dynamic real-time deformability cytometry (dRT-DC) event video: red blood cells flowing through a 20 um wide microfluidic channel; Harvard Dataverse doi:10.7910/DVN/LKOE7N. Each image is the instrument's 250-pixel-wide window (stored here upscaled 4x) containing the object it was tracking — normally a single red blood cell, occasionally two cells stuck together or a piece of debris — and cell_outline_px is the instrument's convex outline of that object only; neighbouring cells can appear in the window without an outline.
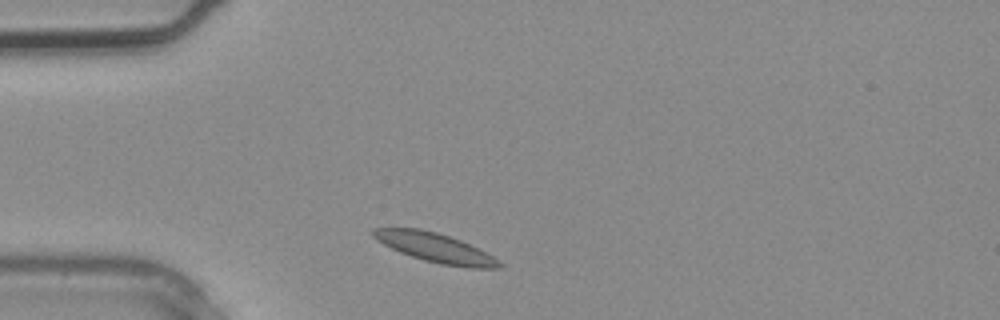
{"species": "common noctule bat (a hibernating species)", "species_latin": "Nyctalus noctula", "temperature_condition": "warm", "stored_images_in_passage": 1, "camera_frame_rate_fps": 3000, "um_per_image_px": 0.085, "animal": {"sex": "male", "body_mass_g": 20.4}, "frame": {"image": 1, "passage_image": 1, "time_ms": 0.0, "image_size_px": [1000, 320], "cell_outline_px": [[504, 268], [468, 268], [440, 264], [424, 260], [400, 252], [384, 244], [372, 236], [372, 228], [420, 228], [436, 232], [460, 240], [492, 256], [504, 264]], "centroid_in_image_um": [37.0, 21.06], "position_along_channel_um": 48.0, "area_um2": 21.21}}